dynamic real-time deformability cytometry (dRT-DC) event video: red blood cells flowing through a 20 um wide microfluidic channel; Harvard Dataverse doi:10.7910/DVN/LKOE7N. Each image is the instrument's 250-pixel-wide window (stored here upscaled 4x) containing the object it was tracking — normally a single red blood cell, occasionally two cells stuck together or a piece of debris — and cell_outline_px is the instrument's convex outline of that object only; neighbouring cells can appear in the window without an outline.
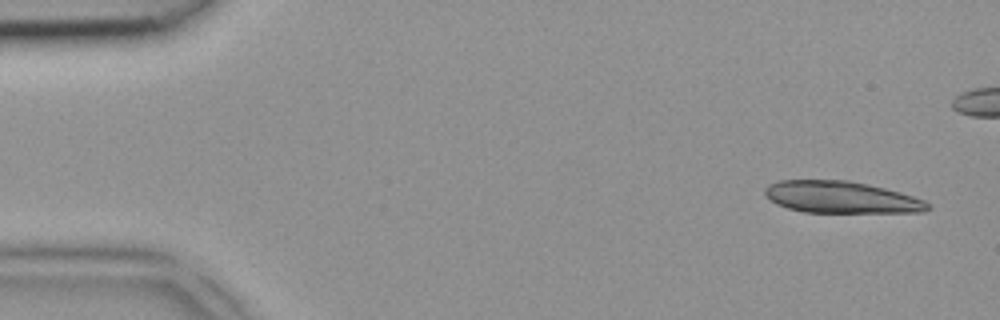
{"species": "common noctule bat (a hibernating species)", "species_latin": "Nyctalus noctula", "temperature_condition": "room temperature", "stored_images_in_passage": 5, "camera_frame_rate_fps": 3000, "um_per_image_px": 0.085, "animal": {"sex": "female", "body_mass_g": 18.4}, "frame": {"image": 1, "passage_image": 1, "time_ms": 0.0, "image_size_px": [1000, 320], "cell_outline_px": [[932, 208], [924, 212], [804, 212], [788, 208], [776, 204], [764, 196], [764, 188], [768, 184], [776, 180], [848, 180], [868, 184], [900, 192], [924, 200], [932, 204]], "centroid_in_image_um": [71.48, 16.76], "position_along_channel_um": 13.5, "area_um2": 30.46}}
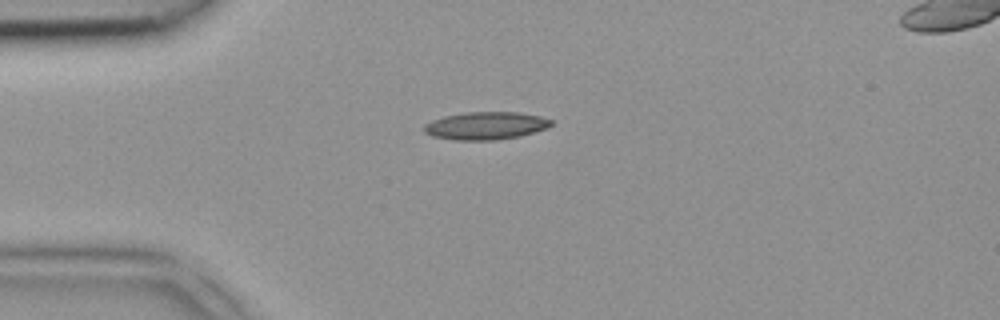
{"frame": {"image": 2, "passage_image": 5, "time_ms": 1.333, "image_size_px": [1000, 320], "cell_outline_px": [[552, 124], [548, 128], [520, 136], [496, 140], [452, 140], [432, 136], [424, 132], [424, 124], [432, 120], [444, 116], [464, 112], [520, 112], [540, 116], [552, 120]], "centroid_in_image_um": [41.28, 10.68], "position_along_channel_um": 43.7, "area_um2": 20.69}}